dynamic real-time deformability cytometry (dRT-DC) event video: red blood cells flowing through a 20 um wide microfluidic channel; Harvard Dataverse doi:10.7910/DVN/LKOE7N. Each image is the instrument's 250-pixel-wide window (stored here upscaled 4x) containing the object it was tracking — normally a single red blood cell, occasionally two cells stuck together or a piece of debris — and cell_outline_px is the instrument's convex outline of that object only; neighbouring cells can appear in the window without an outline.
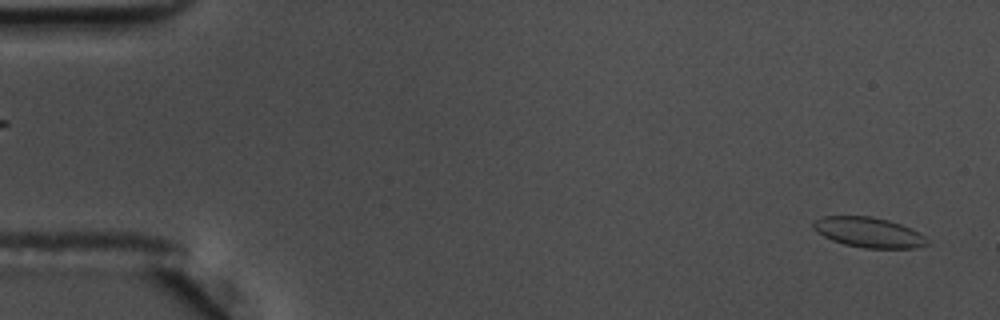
{"species": "common noctule bat (a hibernating species)", "species_latin": "Nyctalus noctula", "temperature_condition": "warm", "stored_images_in_passage": 11, "camera_frame_rate_fps": 3000, "um_per_image_px": 0.085, "animal": {"sex": "male", "body_mass_g": 17.5, "forearm_length_mm": 52.3}, "frame": {"image": 1, "passage_image": 2, "time_ms": 0.333, "image_size_px": [1000, 320], "cell_outline_px": [[932, 240], [928, 244], [916, 248], [864, 248], [844, 244], [832, 240], [816, 232], [812, 228], [812, 220], [824, 216], [872, 216], [888, 220], [912, 228]], "centroid_in_image_um": [73.85, 19.75], "position_along_channel_um": 11.1, "area_um2": 20.29}}